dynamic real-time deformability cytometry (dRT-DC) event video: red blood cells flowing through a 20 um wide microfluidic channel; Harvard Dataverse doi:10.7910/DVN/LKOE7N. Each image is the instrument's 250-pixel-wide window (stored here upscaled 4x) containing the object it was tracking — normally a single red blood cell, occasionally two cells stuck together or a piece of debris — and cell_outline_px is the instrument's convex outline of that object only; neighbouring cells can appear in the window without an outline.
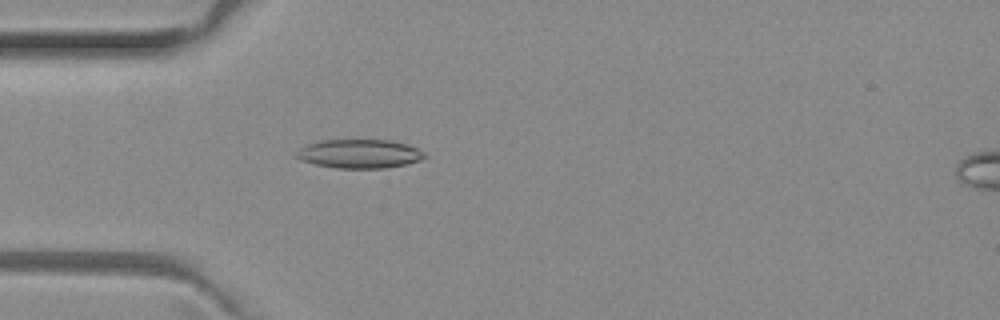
{"species": "common noctule bat (a hibernating species)", "species_latin": "Nyctalus noctula", "temperature_condition": "room temperature", "stored_images_in_passage": 38, "camera_frame_rate_fps": 3000, "um_per_image_px": 0.085, "animal": {"sex": "female", "body_mass_g": 29.2, "forearm_length_mm": 56.3}, "frame": {"image": 1, "passage_image": 2, "time_ms": 0.333, "image_size_px": [1000, 320], "cell_outline_px": [[428, 156], [420, 160], [404, 164], [384, 168], [336, 168], [316, 164], [300, 160], [296, 156], [296, 152], [300, 148], [308, 144], [320, 140], [388, 140], [408, 144], [424, 152]], "centroid_in_image_um": [30.55, 13.07], "position_along_channel_um": 54.4, "area_um2": 21.44}}
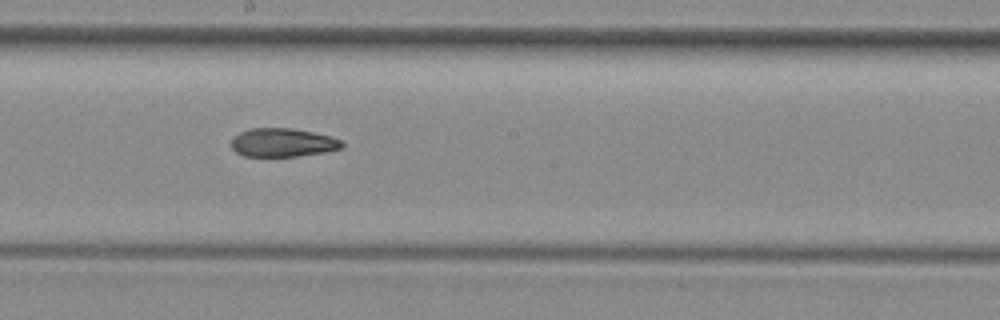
{"frame": {"image": 2, "passage_image": 15, "time_ms": 4.667, "image_size_px": [1000, 320], "cell_outline_px": [[344, 148], [324, 152], [296, 156], [244, 156], [236, 152], [232, 148], [232, 136], [240, 132], [252, 128], [292, 128], [332, 136], [340, 140], [344, 144]], "centroid_in_image_um": [24.04, 12.11], "position_along_channel_um": 224.2, "area_um2": 18.44}}
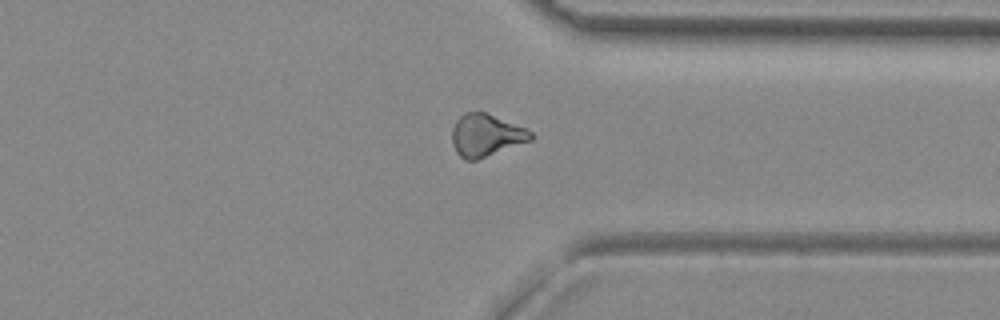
{"frame": {"image": 3, "passage_image": 26, "time_ms": 8.333, "image_size_px": [1000, 320], "cell_outline_px": [[536, 136], [532, 140], [476, 160], [464, 160], [456, 152], [452, 144], [452, 128], [456, 120], [464, 112], [484, 112], [524, 128], [532, 132]], "centroid_in_image_um": [41.29, 11.51], "position_along_channel_um": 370.1, "area_um2": 19.31}, "authors_computed_cell_mechanics": {"area_um2": 19.2185, "velocity_mm_per_s": 4.0446, "shape_relaxation_time_tau1_ms": null, "shape_relaxation_time_tau2_ms": 6.0122, "deformation_change_tau1": null, "deformation_change_tau2": 0.1396}}